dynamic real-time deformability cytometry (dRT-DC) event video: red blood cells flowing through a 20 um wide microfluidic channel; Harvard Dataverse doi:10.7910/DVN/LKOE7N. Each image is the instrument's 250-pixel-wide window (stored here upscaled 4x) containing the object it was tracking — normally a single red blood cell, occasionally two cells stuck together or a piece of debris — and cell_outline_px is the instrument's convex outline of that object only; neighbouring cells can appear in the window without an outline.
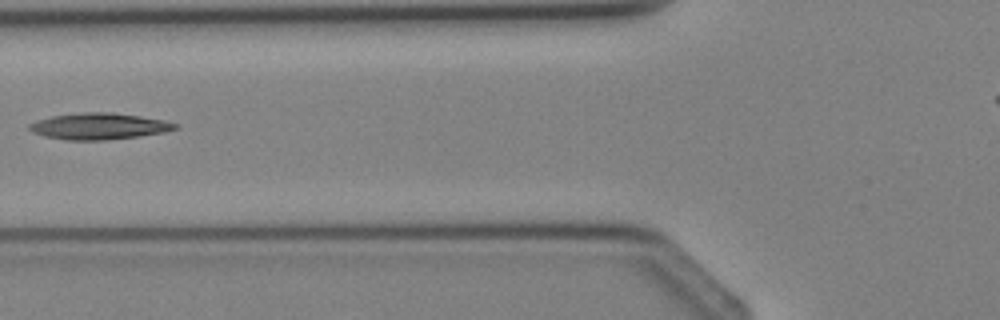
{"species": "Egyptian fruit bat (a non-hibernating species)", "species_latin": "Rousettus aegyptiacus", "temperature_condition": "cold", "stored_images_in_passage": 3, "camera_frame_rate_fps": 3000, "um_per_image_px": 0.085, "animal": {"sex": "female"}, "frame": {"image": 1, "passage_image": 3, "time_ms": 2.333, "image_size_px": [1000, 320], "cell_outline_px": [[180, 128], [164, 132], [140, 136], [104, 140], [68, 140], [44, 136], [32, 132], [28, 128], [28, 124], [52, 116], [84, 112], [104, 112], [140, 116], [180, 124]], "centroid_in_image_um": [8.43, 10.74], "position_along_channel_um": 117.4, "area_um2": 22.2}}